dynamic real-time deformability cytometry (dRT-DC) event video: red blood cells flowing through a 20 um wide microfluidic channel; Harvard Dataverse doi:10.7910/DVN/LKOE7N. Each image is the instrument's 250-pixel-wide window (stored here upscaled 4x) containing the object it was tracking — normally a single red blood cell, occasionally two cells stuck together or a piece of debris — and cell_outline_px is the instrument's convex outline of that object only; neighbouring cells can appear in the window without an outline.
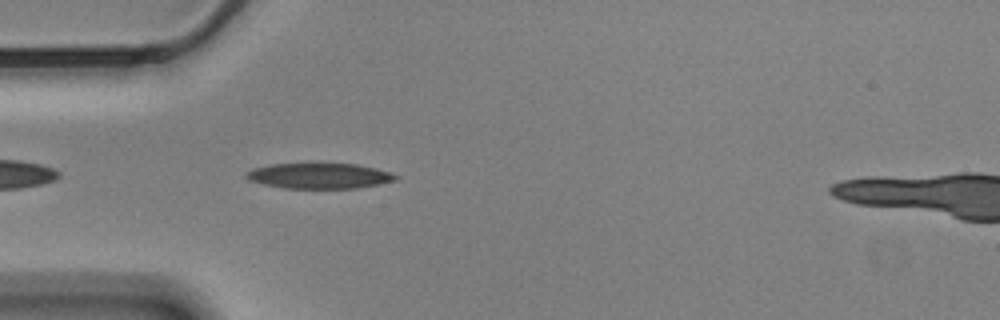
{"species": "Egyptian fruit bat (a non-hibernating species)", "species_latin": "Rousettus aegyptiacus", "temperature_condition": "cold", "stored_images_in_passage": 28, "camera_frame_rate_fps": 3000, "um_per_image_px": 0.085, "animal": {"sex": "male"}, "frame": {"image": 1, "passage_image": 3, "time_ms": 0.667, "image_size_px": [1000, 320], "cell_outline_px": [[400, 176], [396, 180], [380, 184], [356, 188], [284, 188], [264, 184], [248, 180], [244, 176], [252, 168], [272, 164], [356, 164], [376, 168]], "centroid_in_image_um": [27.15, 14.95], "position_along_channel_um": 57.9, "area_um2": 22.02}}
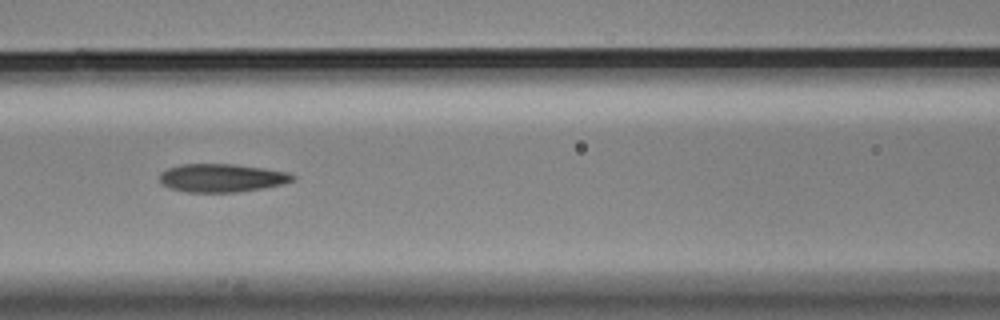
{"frame": {"image": 2, "passage_image": 11, "time_ms": 3.333, "image_size_px": [1000, 320], "cell_outline_px": [[296, 176], [292, 180], [284, 184], [264, 188], [240, 192], [184, 192], [168, 188], [160, 184], [160, 172], [168, 168], [180, 164], [232, 164], [264, 168], [288, 172]], "centroid_in_image_um": [18.82, 15.13], "position_along_channel_um": 147.8, "area_um2": 22.14}}
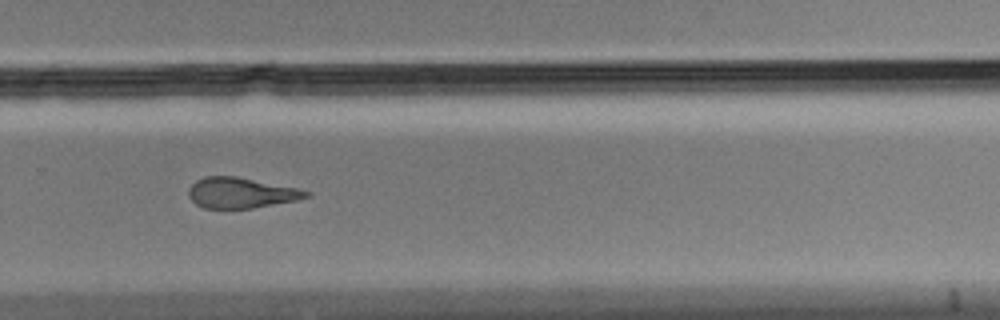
{"frame": {"image": 3, "passage_image": 25, "time_ms": 8.0, "image_size_px": [1000, 320], "cell_outline_px": [[312, 192], [308, 196], [296, 200], [252, 208], [204, 208], [196, 204], [188, 196], [188, 192], [192, 184], [196, 180], [204, 176], [236, 176], [296, 188]], "centroid_in_image_um": [20.45, 16.39], "position_along_channel_um": 309.4, "area_um2": 20.69}}